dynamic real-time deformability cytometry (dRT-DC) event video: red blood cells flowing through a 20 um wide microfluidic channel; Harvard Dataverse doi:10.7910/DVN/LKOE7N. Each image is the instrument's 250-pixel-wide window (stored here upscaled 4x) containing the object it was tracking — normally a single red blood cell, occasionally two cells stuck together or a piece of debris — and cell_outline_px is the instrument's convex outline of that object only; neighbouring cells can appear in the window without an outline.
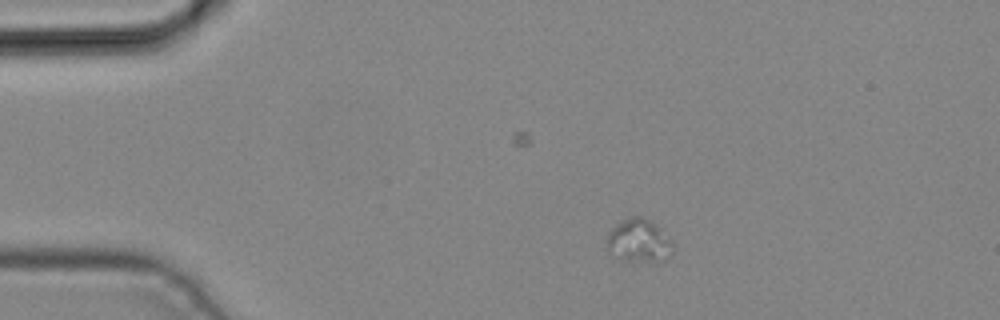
{"species": "common noctule bat (a hibernating species)", "species_latin": "Nyctalus noctula", "temperature_condition": "cold", "stored_images_in_passage": 3, "camera_frame_rate_fps": 3000, "um_per_image_px": 0.085, "animal": {"sex": "male", "body_mass_g": 19.2, "forearm_length_mm": 51.8}, "frame": {"image": 1, "passage_image": 1, "time_ms": 0.0, "image_size_px": [1000, 320], "cell_outline_px": [[672, 248], [664, 260], [624, 260], [608, 248], [608, 232], [616, 224], [632, 216], [640, 216], [656, 224], [672, 240]], "centroid_in_image_um": [54.32, 20.42], "position_along_channel_um": 30.7, "area_um2": 15.84}}